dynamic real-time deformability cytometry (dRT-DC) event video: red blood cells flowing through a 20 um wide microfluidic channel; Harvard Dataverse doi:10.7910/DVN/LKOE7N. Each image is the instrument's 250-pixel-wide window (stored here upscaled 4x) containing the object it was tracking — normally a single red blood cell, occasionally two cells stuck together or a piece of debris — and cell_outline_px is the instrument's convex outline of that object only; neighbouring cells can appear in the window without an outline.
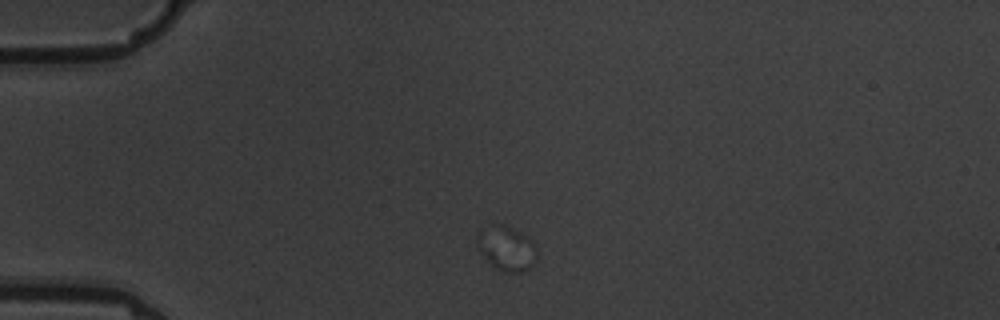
{"species": "common noctule bat (a hibernating species)", "species_latin": "Nyctalus noctula", "temperature_condition": "warm", "stored_images_in_passage": 2, "camera_frame_rate_fps": 3000, "um_per_image_px": 0.085, "animal": {"sex": "male", "body_mass_g": 19.5, "forearm_length_mm": 54.6}, "frame": {"image": 1, "passage_image": 1, "time_ms": 0.0, "image_size_px": [1000, 320], "cell_outline_px": [[536, 260], [524, 272], [504, 272], [496, 268], [480, 252], [476, 240], [476, 236], [480, 228], [496, 224], [504, 224], [512, 228], [524, 236], [536, 248]], "centroid_in_image_um": [43.01, 21.1], "position_along_channel_um": 42.0, "area_um2": 15.2}}